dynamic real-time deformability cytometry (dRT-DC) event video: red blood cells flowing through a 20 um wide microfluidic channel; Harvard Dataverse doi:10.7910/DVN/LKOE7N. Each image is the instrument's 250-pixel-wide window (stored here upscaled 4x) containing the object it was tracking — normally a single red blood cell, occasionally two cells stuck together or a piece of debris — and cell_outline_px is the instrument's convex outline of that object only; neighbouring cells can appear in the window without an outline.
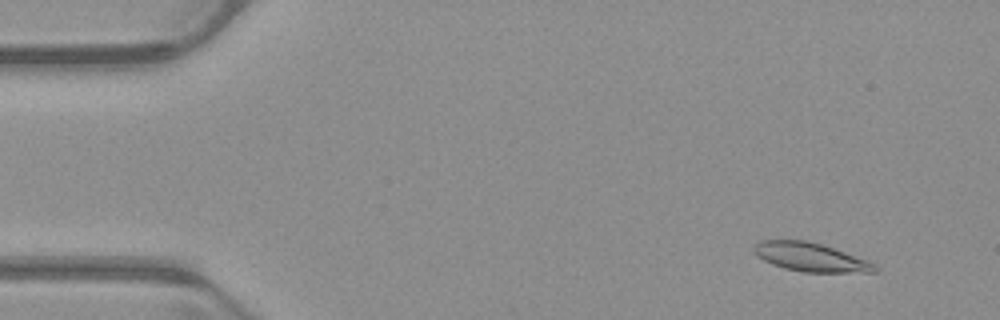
{"species": "common noctule bat (a hibernating species)", "species_latin": "Nyctalus noctula", "temperature_condition": "warm", "stored_images_in_passage": 52, "camera_frame_rate_fps": 3000, "um_per_image_px": 0.085, "animal": {"sex": "male", "body_mass_g": 23.1, "forearm_length_mm": 52.7}, "frame": {"image": 1, "passage_image": 4, "time_ms": 1.0, "image_size_px": [1000, 320], "cell_outline_px": [[880, 272], [804, 272], [784, 268], [772, 264], [756, 256], [752, 252], [752, 248], [760, 240], [804, 240], [824, 244], [876, 264], [880, 268]], "centroid_in_image_um": [68.9, 21.85], "position_along_channel_um": 16.1, "area_um2": 20.35}}
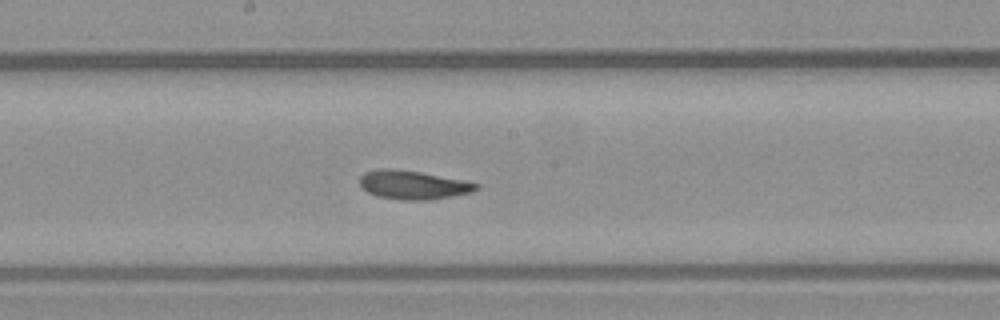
{"frame": {"image": 2, "passage_image": 27, "time_ms": 8.667, "image_size_px": [1000, 320], "cell_outline_px": [[480, 188], [472, 192], [452, 196], [428, 200], [404, 200], [376, 196], [368, 192], [360, 184], [360, 176], [364, 172], [380, 168], [392, 168], [420, 172], [464, 180], [480, 184]], "centroid_in_image_um": [35.12, 15.71], "position_along_channel_um": 213.1, "area_um2": 19.54}}
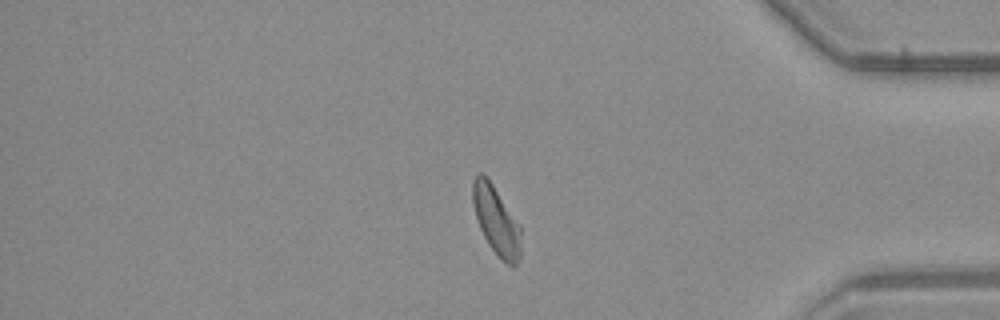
{"frame": {"image": 3, "passage_image": 43, "time_ms": 14.0, "image_size_px": [1000, 320], "cell_outline_px": [[520, 260], [516, 268], [512, 268], [500, 260], [496, 256], [488, 244], [480, 228], [472, 204], [472, 180], [480, 172], [484, 172], [520, 224]], "centroid_in_image_um": [42.19, 18.79], "position_along_channel_um": 393.0, "area_um2": 19.65}, "authors_computed_cell_mechanics": {"area_um2": 19.5942, "velocity_mm_per_s": 3.9274, "shape_relaxation_time_tau1_ms": 3.2604, "shape_relaxation_time_tau2_ms": 2.5173, "deformation_change_tau1": 0.1288, "deformation_change_tau2": 0.0817}}